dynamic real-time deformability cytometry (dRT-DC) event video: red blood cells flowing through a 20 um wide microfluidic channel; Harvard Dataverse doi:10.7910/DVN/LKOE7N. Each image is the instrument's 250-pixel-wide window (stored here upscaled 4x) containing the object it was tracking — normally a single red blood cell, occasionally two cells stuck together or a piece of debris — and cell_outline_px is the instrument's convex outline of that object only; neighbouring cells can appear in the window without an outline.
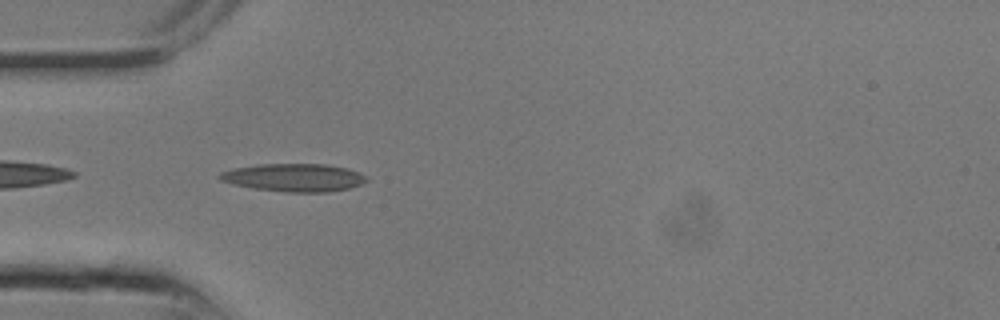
{"species": "common noctule bat (a hibernating species)", "species_latin": "Nyctalus noctula", "temperature_condition": "room temperature", "stored_images_in_passage": 10, "camera_frame_rate_fps": 3000, "um_per_image_px": 0.085, "animal": {"sex": "male", "body_mass_g": 13.3}, "frame": {"image": 1, "passage_image": 7, "time_ms": 2.0, "image_size_px": [1000, 320], "cell_outline_px": [[368, 180], [360, 184], [348, 188], [328, 192], [284, 192], [256, 188], [232, 184], [220, 180], [216, 176], [220, 172], [232, 168], [256, 164], [324, 164], [348, 168], [364, 176]], "centroid_in_image_um": [24.92, 15.08], "position_along_channel_um": 60.1, "area_um2": 23.81}}
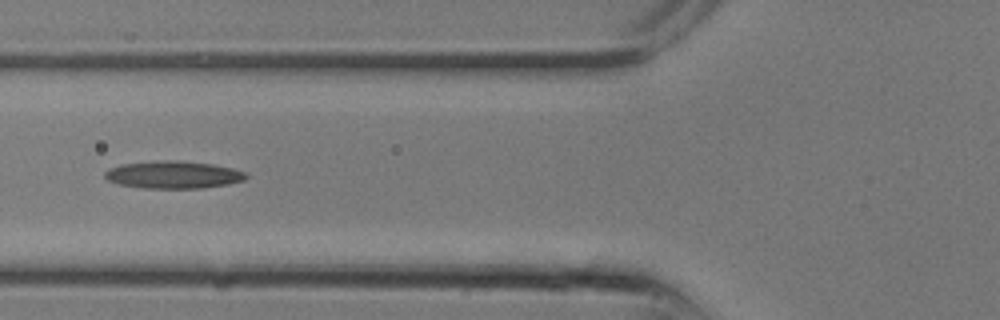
{"frame": {"image": 2, "passage_image": 9, "time_ms": 2.667, "image_size_px": [1000, 320], "cell_outline_px": [[248, 176], [244, 180], [228, 184], [204, 188], [144, 188], [120, 184], [108, 180], [104, 176], [104, 172], [120, 164], [156, 160], [180, 160], [212, 164], [232, 168], [248, 172]], "centroid_in_image_um": [14.77, 14.84], "position_along_channel_um": 111.0, "area_um2": 22.72}}